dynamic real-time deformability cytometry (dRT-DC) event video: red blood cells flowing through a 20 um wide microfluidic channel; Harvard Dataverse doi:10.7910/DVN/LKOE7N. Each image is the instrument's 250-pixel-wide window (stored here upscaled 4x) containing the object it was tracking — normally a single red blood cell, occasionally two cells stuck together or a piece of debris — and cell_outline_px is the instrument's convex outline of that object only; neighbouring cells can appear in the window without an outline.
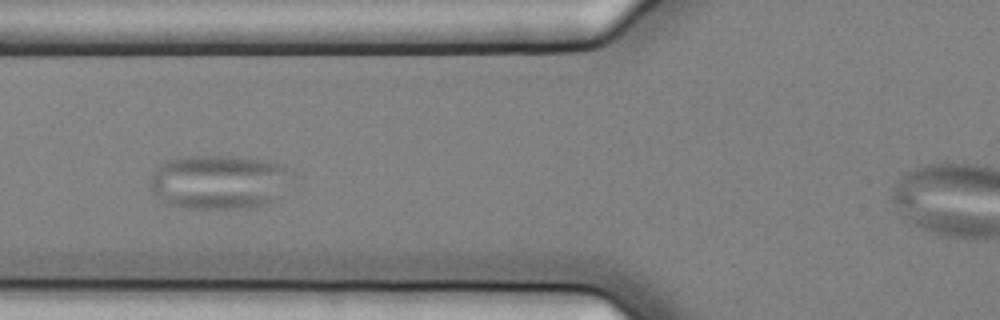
{"species": "common noctule bat (a hibernating species)", "species_latin": "Nyctalus noctula", "temperature_condition": "cold", "stored_images_in_passage": 8, "camera_frame_rate_fps": 3000, "um_per_image_px": 0.085, "animal": {"sex": "female", "body_mass_g": 25.1}, "frame": {"image": 1, "passage_image": 6, "time_ms": 1.667, "image_size_px": [1000, 320], "cell_outline_px": [[292, 172], [276, 200], [264, 204], [240, 208], [176, 208], [160, 200], [152, 192], [148, 184], [148, 180], [152, 172], [160, 164], [168, 160], [188, 156], [228, 156], [260, 160], [284, 164], [292, 168]], "centroid_in_image_um": [18.54, 15.46], "position_along_channel_um": 107.3, "area_um2": 44.97}}